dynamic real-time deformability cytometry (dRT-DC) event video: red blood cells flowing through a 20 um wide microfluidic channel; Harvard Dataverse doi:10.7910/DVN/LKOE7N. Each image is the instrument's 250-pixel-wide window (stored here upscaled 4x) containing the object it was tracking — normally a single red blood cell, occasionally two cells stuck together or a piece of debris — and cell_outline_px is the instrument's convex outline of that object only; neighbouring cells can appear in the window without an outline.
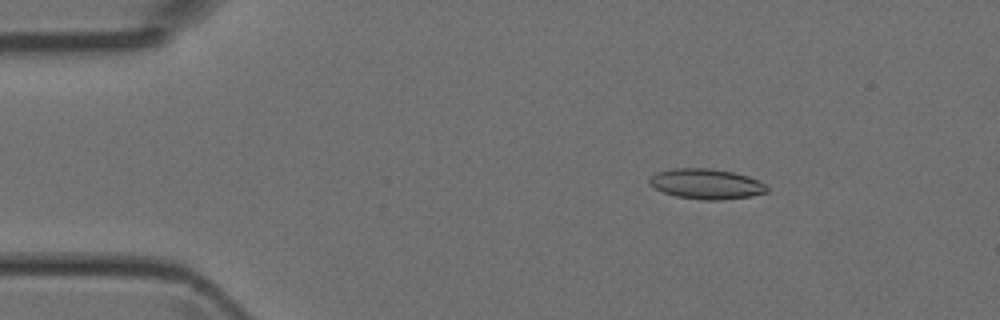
{"species": "Egyptian fruit bat (a non-hibernating species)", "species_latin": "Rousettus aegyptiacus", "temperature_condition": "room temperature", "stored_images_in_passage": 44, "camera_frame_rate_fps": 3000, "um_per_image_px": 0.085, "animal": {"sex": "female"}, "frame": {"image": 1, "passage_image": 5, "time_ms": 1.333, "image_size_px": [1000, 320], "cell_outline_px": [[768, 192], [752, 196], [720, 200], [704, 200], [676, 196], [664, 192], [648, 184], [648, 180], [656, 172], [672, 168], [712, 168], [732, 172], [748, 176], [764, 184], [768, 188]], "centroid_in_image_um": [60.02, 15.63], "position_along_channel_um": 25.0, "area_um2": 20.69}}
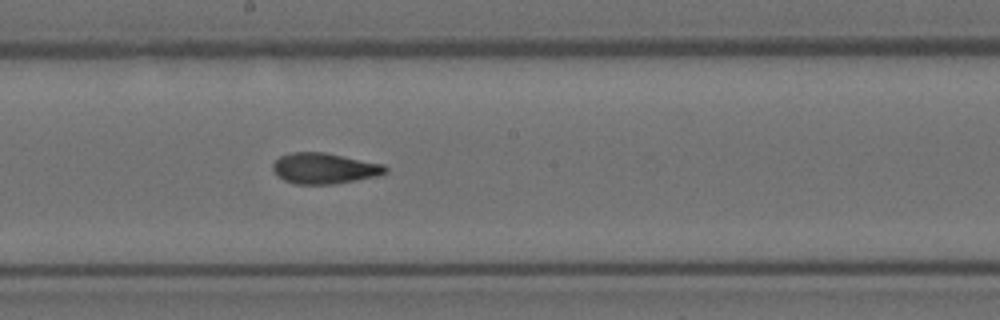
{"frame": {"image": 2, "passage_image": 23, "time_ms": 7.333, "image_size_px": [1000, 320], "cell_outline_px": [[388, 172], [380, 176], [332, 184], [296, 184], [284, 180], [276, 176], [272, 168], [272, 164], [280, 156], [292, 152], [324, 152], [384, 164], [388, 168]], "centroid_in_image_um": [27.58, 14.31], "position_along_channel_um": 220.6, "area_um2": 20.35}}
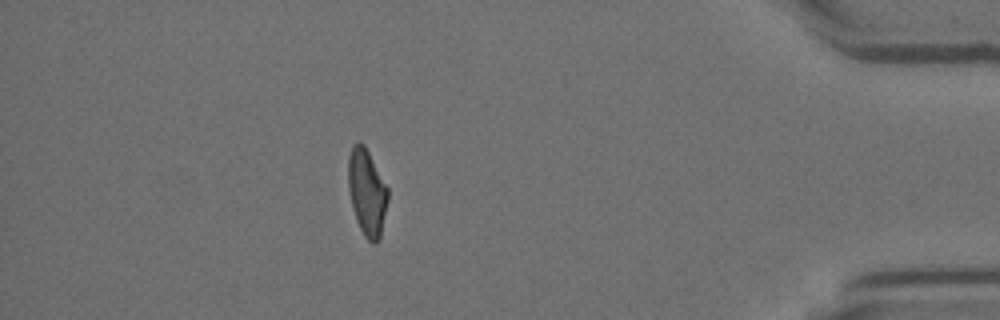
{"frame": {"image": 3, "passage_image": 39, "time_ms": 12.667, "image_size_px": [1000, 320], "cell_outline_px": [[388, 200], [380, 236], [376, 244], [372, 244], [364, 236], [356, 220], [352, 208], [348, 188], [348, 156], [352, 144], [360, 140], [364, 144], [388, 188]], "centroid_in_image_um": [31.17, 16.33], "position_along_channel_um": 404.0, "area_um2": 20.11}}